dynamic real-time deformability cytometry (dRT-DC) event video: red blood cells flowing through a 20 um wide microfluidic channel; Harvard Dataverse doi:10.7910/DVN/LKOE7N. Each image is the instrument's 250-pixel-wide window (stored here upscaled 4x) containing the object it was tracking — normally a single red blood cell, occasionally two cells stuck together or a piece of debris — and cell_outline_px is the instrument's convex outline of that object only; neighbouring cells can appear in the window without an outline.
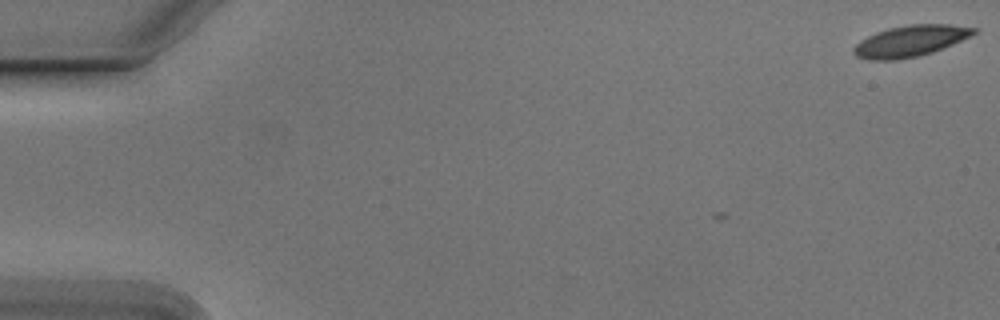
{"species": "Egyptian fruit bat (a non-hibernating species)", "species_latin": "Rousettus aegyptiacus", "temperature_condition": "cold", "stored_images_in_passage": 3, "camera_frame_rate_fps": 3000, "um_per_image_px": 0.085, "animal": {"sex": "male"}, "frame": {"image": 1, "passage_image": 1, "time_ms": 0.0, "image_size_px": [1000, 320], "cell_outline_px": [[980, 28], [976, 32], [952, 44], [932, 52], [920, 56], [896, 60], [868, 60], [856, 56], [852, 52], [852, 48], [860, 40], [876, 32], [888, 28], [908, 24], [948, 24]], "centroid_in_image_um": [77.34, 3.48], "position_along_channel_um": 7.7, "area_um2": 21.85}}